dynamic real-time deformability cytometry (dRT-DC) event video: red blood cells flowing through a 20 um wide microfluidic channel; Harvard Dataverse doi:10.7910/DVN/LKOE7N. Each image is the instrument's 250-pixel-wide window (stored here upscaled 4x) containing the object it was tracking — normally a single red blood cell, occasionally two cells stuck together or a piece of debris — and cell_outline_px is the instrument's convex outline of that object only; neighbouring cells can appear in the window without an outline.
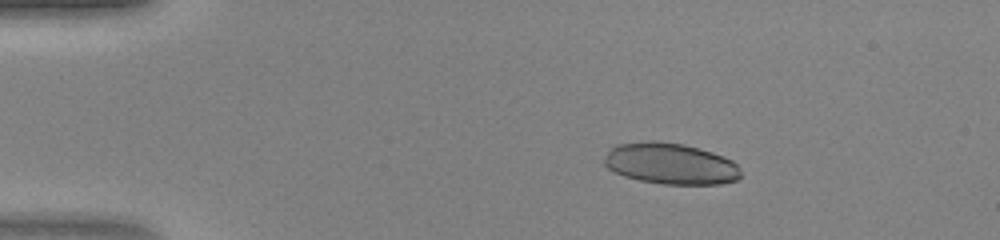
{"species": "human", "species_latin": "Homo sapiens", "temperature_condition": "warm", "stored_images_in_passage": 48, "camera_frame_rate_fps": 3000, "um_per_image_px": 0.085, "donor": {"sex": "female"}, "frame": {"image": 1, "passage_image": 9, "time_ms": 2.667, "image_size_px": [1000, 240], "cell_outline_px": [[740, 176], [736, 180], [720, 184], [664, 184], [640, 180], [624, 176], [608, 168], [604, 164], [604, 156], [608, 148], [616, 144], [648, 140], [656, 140], [684, 144], [712, 152], [724, 156], [732, 160], [740, 168]], "centroid_in_image_um": [56.96, 13.89], "position_along_channel_um": 28.0, "area_um2": 33.06}}
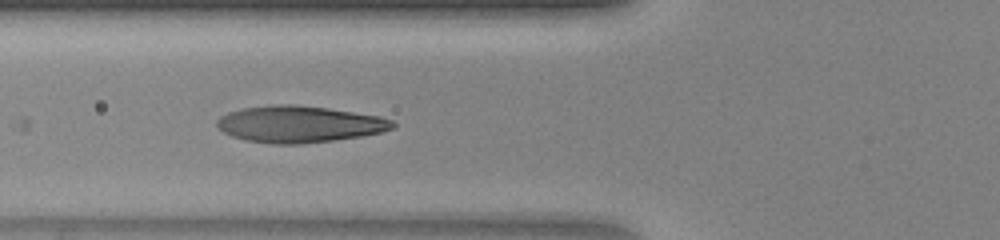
{"frame": {"image": 2, "passage_image": 19, "time_ms": 6.0, "image_size_px": [1000, 240], "cell_outline_px": [[396, 124], [392, 128], [380, 132], [360, 136], [332, 140], [300, 144], [272, 144], [244, 140], [232, 136], [216, 128], [216, 120], [220, 116], [228, 112], [244, 108], [272, 104], [288, 104], [328, 108], [380, 116], [392, 120]], "centroid_in_image_um": [25.39, 10.55], "position_along_channel_um": 100.4, "area_um2": 37.45}}
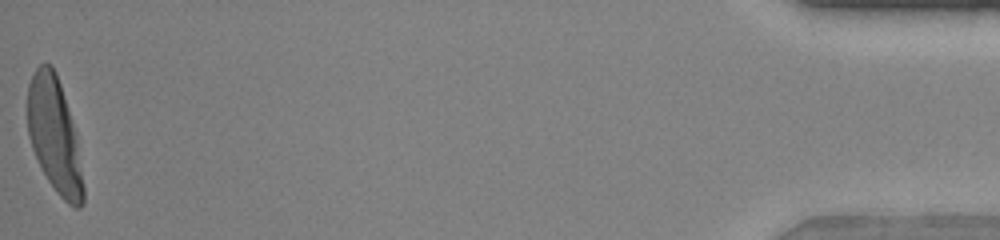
{"frame": {"image": 3, "passage_image": 48, "time_ms": 15.667, "image_size_px": [1000, 240], "cell_outline_px": [[84, 204], [80, 208], [76, 208], [68, 204], [60, 196], [48, 180], [32, 148], [28, 136], [28, 84], [36, 68], [40, 64], [52, 64], [56, 72], [60, 84], [72, 124], [76, 140], [84, 188]], "centroid_in_image_um": [4.61, 11.51], "position_along_channel_um": 430.6, "area_um2": 36.41}}